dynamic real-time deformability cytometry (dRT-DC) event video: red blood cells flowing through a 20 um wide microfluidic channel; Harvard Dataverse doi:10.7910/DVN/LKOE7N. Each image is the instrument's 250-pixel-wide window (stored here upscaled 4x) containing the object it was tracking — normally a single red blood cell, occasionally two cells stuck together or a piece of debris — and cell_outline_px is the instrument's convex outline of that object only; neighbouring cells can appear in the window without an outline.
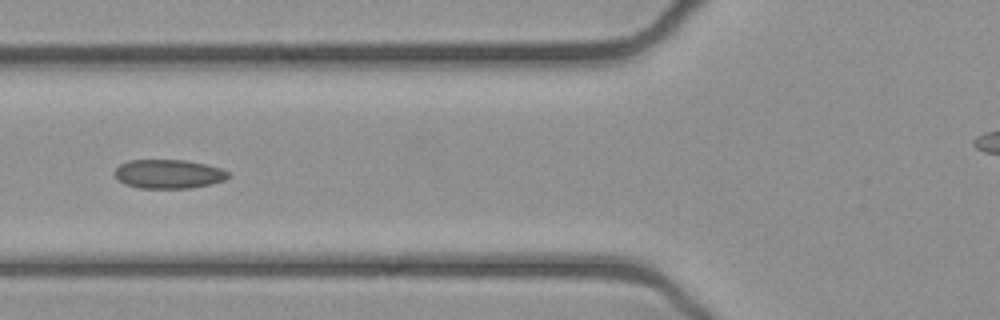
{"species": "common noctule bat (a hibernating species)", "species_latin": "Nyctalus noctula", "temperature_condition": "cold", "stored_images_in_passage": 15, "camera_frame_rate_fps": 3000, "um_per_image_px": 0.085, "animal": {"sex": "female", "body_mass_g": 21.9}, "frame": {"image": 1, "passage_image": 7, "time_ms": 2.0, "image_size_px": [1000, 320], "cell_outline_px": [[232, 176], [224, 180], [212, 184], [192, 188], [140, 188], [124, 184], [116, 180], [112, 172], [120, 164], [128, 160], [184, 160], [204, 164], [220, 168], [228, 172]], "centroid_in_image_um": [14.29, 14.8], "position_along_channel_um": 111.5, "area_um2": 19.42}}